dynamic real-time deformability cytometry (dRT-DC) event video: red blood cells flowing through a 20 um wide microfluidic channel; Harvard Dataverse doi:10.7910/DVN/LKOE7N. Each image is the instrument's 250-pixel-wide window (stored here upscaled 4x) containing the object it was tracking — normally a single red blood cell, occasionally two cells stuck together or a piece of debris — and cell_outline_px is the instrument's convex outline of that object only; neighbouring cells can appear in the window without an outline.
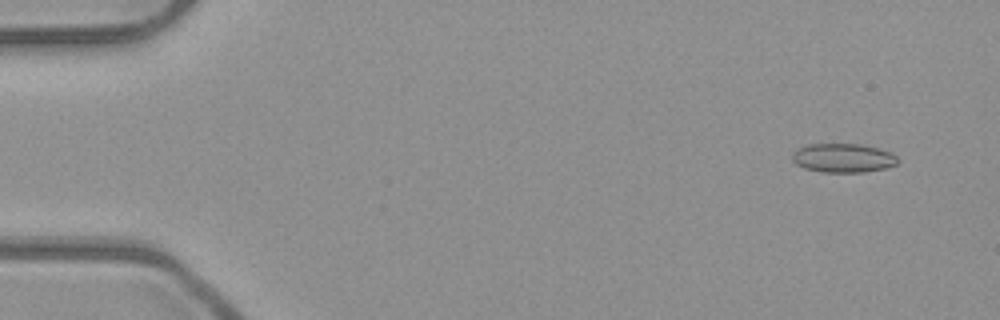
{"species": "common noctule bat (a hibernating species)", "species_latin": "Nyctalus noctula", "temperature_condition": "room temperature", "stored_images_in_passage": 7, "camera_frame_rate_fps": 3000, "um_per_image_px": 0.085, "animal": {"sex": "male", "body_mass_g": 23.1, "forearm_length_mm": 52.7}, "frame": {"image": 1, "passage_image": 2, "time_ms": 0.333, "image_size_px": [1000, 320], "cell_outline_px": [[900, 160], [896, 164], [884, 168], [864, 172], [820, 172], [804, 168], [796, 164], [792, 160], [792, 152], [808, 144], [860, 144], [880, 148], [892, 152]], "centroid_in_image_um": [71.68, 13.42], "position_along_channel_um": 13.3, "area_um2": 17.92}}
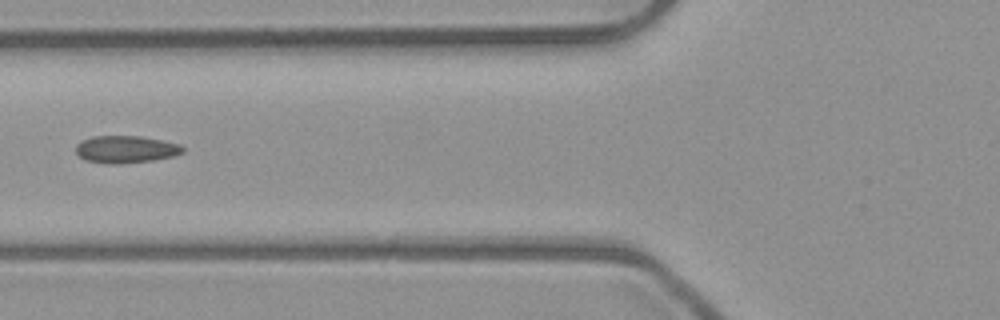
{"frame": {"image": 2, "passage_image": 6, "time_ms": 1.667, "image_size_px": [1000, 320], "cell_outline_px": [[184, 152], [172, 156], [152, 160], [116, 164], [108, 164], [84, 160], [76, 152], [76, 144], [92, 136], [140, 136], [180, 144], [184, 148]], "centroid_in_image_um": [10.68, 12.69], "position_along_channel_um": 115.1, "area_um2": 16.88}}
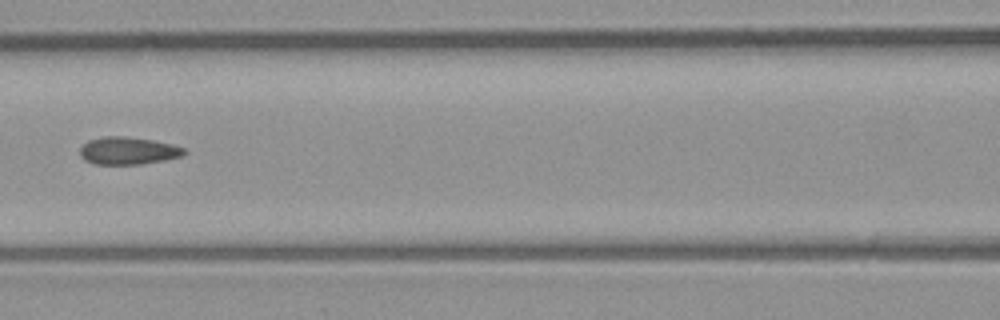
{"frame": {"image": 3, "passage_image": 7, "time_ms": 2.0, "image_size_px": [1000, 320], "cell_outline_px": [[188, 152], [184, 156], [164, 160], [140, 164], [92, 164], [84, 160], [80, 156], [80, 148], [88, 140], [104, 136], [120, 136], [152, 140], [172, 144], [184, 148]], "centroid_in_image_um": [10.89, 12.82], "position_along_channel_um": 155.7, "area_um2": 16.76}}